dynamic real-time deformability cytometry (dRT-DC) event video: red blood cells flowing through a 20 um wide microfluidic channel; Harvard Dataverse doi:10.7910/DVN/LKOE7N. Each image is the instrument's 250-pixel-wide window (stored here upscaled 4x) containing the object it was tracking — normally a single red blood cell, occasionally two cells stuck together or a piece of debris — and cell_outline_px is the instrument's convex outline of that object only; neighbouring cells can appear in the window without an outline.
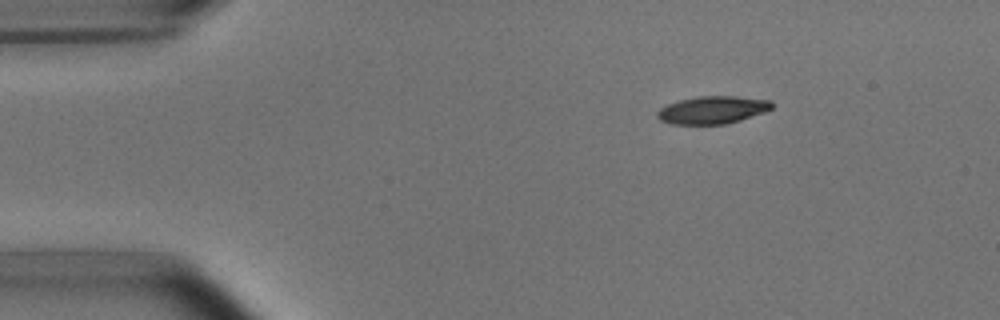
{"species": "common noctule bat (a hibernating species)", "species_latin": "Nyctalus noctula", "temperature_condition": "room temperature", "stored_images_in_passage": 46, "camera_frame_rate_fps": 3000, "um_per_image_px": 0.085, "animal": {"sex": "male", "body_mass_g": 15.6}, "frame": {"image": 1, "passage_image": 1, "time_ms": 0.0, "image_size_px": [1000, 320], "cell_outline_px": [[772, 108], [764, 112], [740, 120], [724, 124], [668, 124], [660, 120], [656, 116], [656, 112], [660, 108], [668, 104], [680, 100], [696, 96], [736, 96], [772, 100]], "centroid_in_image_um": [60.54, 9.34], "position_along_channel_um": 24.5, "area_um2": 18.5}}
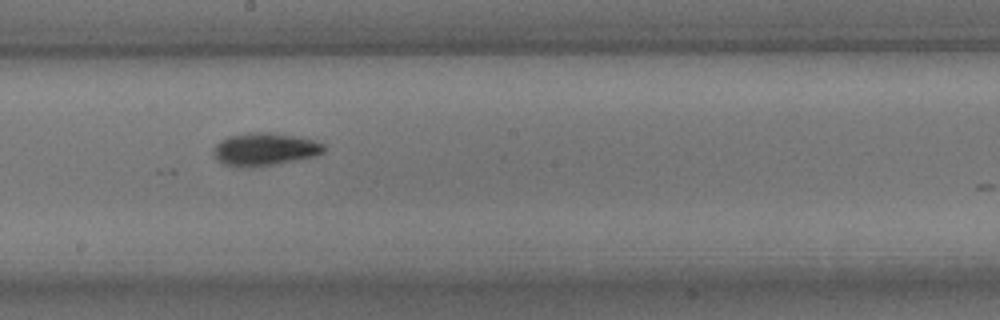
{"frame": {"image": 2, "passage_image": 22, "time_ms": 7.0, "image_size_px": [1000, 320], "cell_outline_px": [[324, 152], [316, 156], [296, 160], [272, 164], [224, 164], [216, 160], [212, 152], [212, 148], [220, 140], [228, 136], [248, 132], [268, 132], [292, 136], [312, 140], [324, 144]], "centroid_in_image_um": [22.48, 12.64], "position_along_channel_um": 225.7, "area_um2": 20.35}}
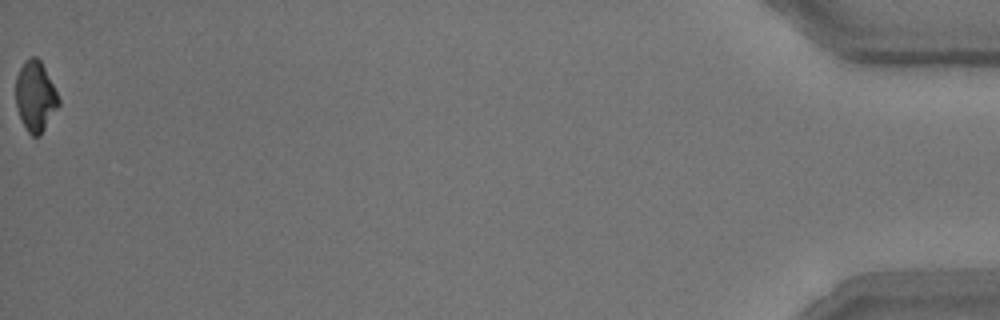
{"frame": {"image": 3, "passage_image": 46, "time_ms": 15.0, "image_size_px": [1000, 320], "cell_outline_px": [[60, 104], [40, 136], [32, 136], [24, 128], [16, 108], [16, 76], [24, 60], [32, 56], [36, 56], [40, 60], [60, 100]], "centroid_in_image_um": [2.99, 8.21], "position_along_channel_um": 432.2, "area_um2": 17.51}, "authors_computed_cell_mechanics": {"area_um2": 19.363, "velocity_mm_per_s": 3.7869, "shape_relaxation_time_tau1_ms": 3.8235, "shape_relaxation_time_tau2_ms": 6.5351, "deformation_change_tau1": 0.1663, "deformation_change_tau2": 0.1368}}